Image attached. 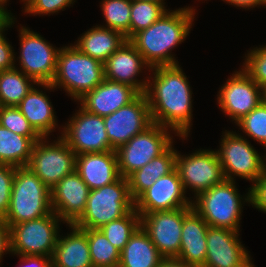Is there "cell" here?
Segmentation results:
<instances>
[{
  "label": "cell",
  "mask_w": 266,
  "mask_h": 267,
  "mask_svg": "<svg viewBox=\"0 0 266 267\" xmlns=\"http://www.w3.org/2000/svg\"><path fill=\"white\" fill-rule=\"evenodd\" d=\"M225 3L227 2L229 5L239 7L240 9H250L255 7L265 6V0H222Z\"/></svg>",
  "instance_id": "ee69618b"
},
{
  "label": "cell",
  "mask_w": 266,
  "mask_h": 267,
  "mask_svg": "<svg viewBox=\"0 0 266 267\" xmlns=\"http://www.w3.org/2000/svg\"><path fill=\"white\" fill-rule=\"evenodd\" d=\"M169 131L172 130L152 123L127 143L118 147L115 152L120 175L127 178L135 170L163 154L174 142L173 135Z\"/></svg>",
  "instance_id": "9c48e42d"
},
{
  "label": "cell",
  "mask_w": 266,
  "mask_h": 267,
  "mask_svg": "<svg viewBox=\"0 0 266 267\" xmlns=\"http://www.w3.org/2000/svg\"><path fill=\"white\" fill-rule=\"evenodd\" d=\"M249 204L266 213V167L262 175L249 187Z\"/></svg>",
  "instance_id": "60d3db41"
},
{
  "label": "cell",
  "mask_w": 266,
  "mask_h": 267,
  "mask_svg": "<svg viewBox=\"0 0 266 267\" xmlns=\"http://www.w3.org/2000/svg\"><path fill=\"white\" fill-rule=\"evenodd\" d=\"M196 15L193 7L185 6L168 10L151 26L135 33L129 41L152 68L177 65L179 62L171 54L190 33Z\"/></svg>",
  "instance_id": "7a4b0ae2"
},
{
  "label": "cell",
  "mask_w": 266,
  "mask_h": 267,
  "mask_svg": "<svg viewBox=\"0 0 266 267\" xmlns=\"http://www.w3.org/2000/svg\"><path fill=\"white\" fill-rule=\"evenodd\" d=\"M11 254L10 251V229L3 218H0V263L4 254Z\"/></svg>",
  "instance_id": "7bdbcfd3"
},
{
  "label": "cell",
  "mask_w": 266,
  "mask_h": 267,
  "mask_svg": "<svg viewBox=\"0 0 266 267\" xmlns=\"http://www.w3.org/2000/svg\"><path fill=\"white\" fill-rule=\"evenodd\" d=\"M48 138H41L35 143L27 166L52 189L75 170L76 154L60 136L50 144Z\"/></svg>",
  "instance_id": "8fae6325"
},
{
  "label": "cell",
  "mask_w": 266,
  "mask_h": 267,
  "mask_svg": "<svg viewBox=\"0 0 266 267\" xmlns=\"http://www.w3.org/2000/svg\"><path fill=\"white\" fill-rule=\"evenodd\" d=\"M88 238L93 267H119L120 251L100 229H83Z\"/></svg>",
  "instance_id": "4dcf8cb0"
},
{
  "label": "cell",
  "mask_w": 266,
  "mask_h": 267,
  "mask_svg": "<svg viewBox=\"0 0 266 267\" xmlns=\"http://www.w3.org/2000/svg\"><path fill=\"white\" fill-rule=\"evenodd\" d=\"M139 226L140 214L134 208L126 216L103 225L100 230L108 241L121 251Z\"/></svg>",
  "instance_id": "d6a6232c"
},
{
  "label": "cell",
  "mask_w": 266,
  "mask_h": 267,
  "mask_svg": "<svg viewBox=\"0 0 266 267\" xmlns=\"http://www.w3.org/2000/svg\"><path fill=\"white\" fill-rule=\"evenodd\" d=\"M193 207L156 211L140 217V225L163 258H177L180 252L184 216Z\"/></svg>",
  "instance_id": "5bb4252c"
},
{
  "label": "cell",
  "mask_w": 266,
  "mask_h": 267,
  "mask_svg": "<svg viewBox=\"0 0 266 267\" xmlns=\"http://www.w3.org/2000/svg\"><path fill=\"white\" fill-rule=\"evenodd\" d=\"M103 118L110 147L113 150L127 143L153 123L148 100L144 93L130 104Z\"/></svg>",
  "instance_id": "2e32d148"
},
{
  "label": "cell",
  "mask_w": 266,
  "mask_h": 267,
  "mask_svg": "<svg viewBox=\"0 0 266 267\" xmlns=\"http://www.w3.org/2000/svg\"><path fill=\"white\" fill-rule=\"evenodd\" d=\"M73 44L82 53L104 63L127 39L110 28L93 26Z\"/></svg>",
  "instance_id": "4316f807"
},
{
  "label": "cell",
  "mask_w": 266,
  "mask_h": 267,
  "mask_svg": "<svg viewBox=\"0 0 266 267\" xmlns=\"http://www.w3.org/2000/svg\"><path fill=\"white\" fill-rule=\"evenodd\" d=\"M176 169L186 193L189 188L194 198L225 180L217 153L211 149L200 148L188 155L176 150Z\"/></svg>",
  "instance_id": "7c38bea8"
},
{
  "label": "cell",
  "mask_w": 266,
  "mask_h": 267,
  "mask_svg": "<svg viewBox=\"0 0 266 267\" xmlns=\"http://www.w3.org/2000/svg\"><path fill=\"white\" fill-rule=\"evenodd\" d=\"M63 220L55 212L39 219L12 225L10 251L12 255L53 256ZM60 222V224H59Z\"/></svg>",
  "instance_id": "ba28073f"
},
{
  "label": "cell",
  "mask_w": 266,
  "mask_h": 267,
  "mask_svg": "<svg viewBox=\"0 0 266 267\" xmlns=\"http://www.w3.org/2000/svg\"><path fill=\"white\" fill-rule=\"evenodd\" d=\"M14 175L15 167L0 164V218H4L9 210Z\"/></svg>",
  "instance_id": "f35d334b"
},
{
  "label": "cell",
  "mask_w": 266,
  "mask_h": 267,
  "mask_svg": "<svg viewBox=\"0 0 266 267\" xmlns=\"http://www.w3.org/2000/svg\"><path fill=\"white\" fill-rule=\"evenodd\" d=\"M168 10L164 2L132 1L130 11V38L148 28Z\"/></svg>",
  "instance_id": "836d02e7"
},
{
  "label": "cell",
  "mask_w": 266,
  "mask_h": 267,
  "mask_svg": "<svg viewBox=\"0 0 266 267\" xmlns=\"http://www.w3.org/2000/svg\"><path fill=\"white\" fill-rule=\"evenodd\" d=\"M175 168L176 150L172 144L163 154L153 158L127 177L133 201L135 202L159 177L168 175Z\"/></svg>",
  "instance_id": "484cf974"
},
{
  "label": "cell",
  "mask_w": 266,
  "mask_h": 267,
  "mask_svg": "<svg viewBox=\"0 0 266 267\" xmlns=\"http://www.w3.org/2000/svg\"><path fill=\"white\" fill-rule=\"evenodd\" d=\"M262 102L266 104V85L262 87Z\"/></svg>",
  "instance_id": "7dc6e473"
},
{
  "label": "cell",
  "mask_w": 266,
  "mask_h": 267,
  "mask_svg": "<svg viewBox=\"0 0 266 267\" xmlns=\"http://www.w3.org/2000/svg\"><path fill=\"white\" fill-rule=\"evenodd\" d=\"M89 191L74 170L50 189L52 211L63 220L62 223L73 224L85 211Z\"/></svg>",
  "instance_id": "ffe728a7"
},
{
  "label": "cell",
  "mask_w": 266,
  "mask_h": 267,
  "mask_svg": "<svg viewBox=\"0 0 266 267\" xmlns=\"http://www.w3.org/2000/svg\"><path fill=\"white\" fill-rule=\"evenodd\" d=\"M134 208L128 179L121 176L111 184L90 190L85 211L73 224L81 229H100Z\"/></svg>",
  "instance_id": "8992f818"
},
{
  "label": "cell",
  "mask_w": 266,
  "mask_h": 267,
  "mask_svg": "<svg viewBox=\"0 0 266 267\" xmlns=\"http://www.w3.org/2000/svg\"><path fill=\"white\" fill-rule=\"evenodd\" d=\"M151 67L144 61L141 54L134 45L126 40L109 58L104 62V78L116 83L127 84L135 88L140 94L146 90L148 77L138 80L144 69Z\"/></svg>",
  "instance_id": "d6986e66"
},
{
  "label": "cell",
  "mask_w": 266,
  "mask_h": 267,
  "mask_svg": "<svg viewBox=\"0 0 266 267\" xmlns=\"http://www.w3.org/2000/svg\"><path fill=\"white\" fill-rule=\"evenodd\" d=\"M209 225L192 208L183 218L178 259L189 265L203 267L206 259V234Z\"/></svg>",
  "instance_id": "603a6c76"
},
{
  "label": "cell",
  "mask_w": 266,
  "mask_h": 267,
  "mask_svg": "<svg viewBox=\"0 0 266 267\" xmlns=\"http://www.w3.org/2000/svg\"><path fill=\"white\" fill-rule=\"evenodd\" d=\"M239 235V231L209 227L203 267H254L252 258L242 245Z\"/></svg>",
  "instance_id": "ac0fdd59"
},
{
  "label": "cell",
  "mask_w": 266,
  "mask_h": 267,
  "mask_svg": "<svg viewBox=\"0 0 266 267\" xmlns=\"http://www.w3.org/2000/svg\"><path fill=\"white\" fill-rule=\"evenodd\" d=\"M177 65L152 67L144 94L151 119L187 140L192 127V89L187 76ZM152 79V81H151Z\"/></svg>",
  "instance_id": "6da1fadb"
},
{
  "label": "cell",
  "mask_w": 266,
  "mask_h": 267,
  "mask_svg": "<svg viewBox=\"0 0 266 267\" xmlns=\"http://www.w3.org/2000/svg\"><path fill=\"white\" fill-rule=\"evenodd\" d=\"M101 2L100 7L106 24L99 26L116 30L129 40L131 0H102Z\"/></svg>",
  "instance_id": "1f68e13d"
},
{
  "label": "cell",
  "mask_w": 266,
  "mask_h": 267,
  "mask_svg": "<svg viewBox=\"0 0 266 267\" xmlns=\"http://www.w3.org/2000/svg\"><path fill=\"white\" fill-rule=\"evenodd\" d=\"M62 128L60 137L76 155L113 150L104 118L84 110L81 106Z\"/></svg>",
  "instance_id": "4fadbf2b"
},
{
  "label": "cell",
  "mask_w": 266,
  "mask_h": 267,
  "mask_svg": "<svg viewBox=\"0 0 266 267\" xmlns=\"http://www.w3.org/2000/svg\"><path fill=\"white\" fill-rule=\"evenodd\" d=\"M159 267H197L189 265L178 258H163Z\"/></svg>",
  "instance_id": "f6af8a7d"
},
{
  "label": "cell",
  "mask_w": 266,
  "mask_h": 267,
  "mask_svg": "<svg viewBox=\"0 0 266 267\" xmlns=\"http://www.w3.org/2000/svg\"><path fill=\"white\" fill-rule=\"evenodd\" d=\"M70 233L58 237L53 256L52 267H93L86 232L67 224Z\"/></svg>",
  "instance_id": "cb8c5ba5"
},
{
  "label": "cell",
  "mask_w": 266,
  "mask_h": 267,
  "mask_svg": "<svg viewBox=\"0 0 266 267\" xmlns=\"http://www.w3.org/2000/svg\"><path fill=\"white\" fill-rule=\"evenodd\" d=\"M163 257L140 225L120 251L119 267H159Z\"/></svg>",
  "instance_id": "83f0119b"
},
{
  "label": "cell",
  "mask_w": 266,
  "mask_h": 267,
  "mask_svg": "<svg viewBox=\"0 0 266 267\" xmlns=\"http://www.w3.org/2000/svg\"><path fill=\"white\" fill-rule=\"evenodd\" d=\"M222 137L221 147L215 151L225 179L233 181L238 176L255 182L265 170L266 155L260 156L249 140L236 131L225 130Z\"/></svg>",
  "instance_id": "52a82bcc"
},
{
  "label": "cell",
  "mask_w": 266,
  "mask_h": 267,
  "mask_svg": "<svg viewBox=\"0 0 266 267\" xmlns=\"http://www.w3.org/2000/svg\"><path fill=\"white\" fill-rule=\"evenodd\" d=\"M19 256L20 267H52L51 257L37 255H16Z\"/></svg>",
  "instance_id": "b9f144b4"
},
{
  "label": "cell",
  "mask_w": 266,
  "mask_h": 267,
  "mask_svg": "<svg viewBox=\"0 0 266 267\" xmlns=\"http://www.w3.org/2000/svg\"><path fill=\"white\" fill-rule=\"evenodd\" d=\"M37 83L15 66L0 72V106H17Z\"/></svg>",
  "instance_id": "f546056e"
},
{
  "label": "cell",
  "mask_w": 266,
  "mask_h": 267,
  "mask_svg": "<svg viewBox=\"0 0 266 267\" xmlns=\"http://www.w3.org/2000/svg\"><path fill=\"white\" fill-rule=\"evenodd\" d=\"M139 95L140 93L135 88L127 84L104 79L77 102L84 110L104 117L130 104Z\"/></svg>",
  "instance_id": "44dd1931"
},
{
  "label": "cell",
  "mask_w": 266,
  "mask_h": 267,
  "mask_svg": "<svg viewBox=\"0 0 266 267\" xmlns=\"http://www.w3.org/2000/svg\"><path fill=\"white\" fill-rule=\"evenodd\" d=\"M16 107L42 138L48 137L59 127L52 102L46 91L37 89L35 85Z\"/></svg>",
  "instance_id": "d4e9b609"
},
{
  "label": "cell",
  "mask_w": 266,
  "mask_h": 267,
  "mask_svg": "<svg viewBox=\"0 0 266 267\" xmlns=\"http://www.w3.org/2000/svg\"><path fill=\"white\" fill-rule=\"evenodd\" d=\"M75 170L90 190L111 184L121 177L115 150L76 155Z\"/></svg>",
  "instance_id": "7402d4cb"
},
{
  "label": "cell",
  "mask_w": 266,
  "mask_h": 267,
  "mask_svg": "<svg viewBox=\"0 0 266 267\" xmlns=\"http://www.w3.org/2000/svg\"><path fill=\"white\" fill-rule=\"evenodd\" d=\"M218 108L236 124L262 103V88L242 68L229 77L219 89Z\"/></svg>",
  "instance_id": "9a60e30c"
},
{
  "label": "cell",
  "mask_w": 266,
  "mask_h": 267,
  "mask_svg": "<svg viewBox=\"0 0 266 267\" xmlns=\"http://www.w3.org/2000/svg\"><path fill=\"white\" fill-rule=\"evenodd\" d=\"M104 79V63L70 44L59 50L54 81L51 84L37 83L36 86L43 87L46 91L62 87L72 100L77 101Z\"/></svg>",
  "instance_id": "3957f363"
},
{
  "label": "cell",
  "mask_w": 266,
  "mask_h": 267,
  "mask_svg": "<svg viewBox=\"0 0 266 267\" xmlns=\"http://www.w3.org/2000/svg\"><path fill=\"white\" fill-rule=\"evenodd\" d=\"M15 16H11L1 27H0V72L4 70H9L14 68L16 63V57L14 54L12 45L6 39L4 35L7 28H12L11 26L15 24Z\"/></svg>",
  "instance_id": "ab89813d"
},
{
  "label": "cell",
  "mask_w": 266,
  "mask_h": 267,
  "mask_svg": "<svg viewBox=\"0 0 266 267\" xmlns=\"http://www.w3.org/2000/svg\"><path fill=\"white\" fill-rule=\"evenodd\" d=\"M242 70L261 88L266 85V45L255 47L245 54Z\"/></svg>",
  "instance_id": "8d00e7d4"
},
{
  "label": "cell",
  "mask_w": 266,
  "mask_h": 267,
  "mask_svg": "<svg viewBox=\"0 0 266 267\" xmlns=\"http://www.w3.org/2000/svg\"><path fill=\"white\" fill-rule=\"evenodd\" d=\"M24 2V8L22 11L29 15H49L58 14L59 11L65 10L70 7L71 4L76 2L75 0H21Z\"/></svg>",
  "instance_id": "74e56055"
},
{
  "label": "cell",
  "mask_w": 266,
  "mask_h": 267,
  "mask_svg": "<svg viewBox=\"0 0 266 267\" xmlns=\"http://www.w3.org/2000/svg\"><path fill=\"white\" fill-rule=\"evenodd\" d=\"M41 138L18 135L0 125V164L13 167L27 166L33 146Z\"/></svg>",
  "instance_id": "f1b7e54d"
},
{
  "label": "cell",
  "mask_w": 266,
  "mask_h": 267,
  "mask_svg": "<svg viewBox=\"0 0 266 267\" xmlns=\"http://www.w3.org/2000/svg\"><path fill=\"white\" fill-rule=\"evenodd\" d=\"M249 138L266 149V104L263 102L236 123Z\"/></svg>",
  "instance_id": "e575fe53"
},
{
  "label": "cell",
  "mask_w": 266,
  "mask_h": 267,
  "mask_svg": "<svg viewBox=\"0 0 266 267\" xmlns=\"http://www.w3.org/2000/svg\"><path fill=\"white\" fill-rule=\"evenodd\" d=\"M5 5L7 6V4H0V27L12 16Z\"/></svg>",
  "instance_id": "bcb514c9"
},
{
  "label": "cell",
  "mask_w": 266,
  "mask_h": 267,
  "mask_svg": "<svg viewBox=\"0 0 266 267\" xmlns=\"http://www.w3.org/2000/svg\"><path fill=\"white\" fill-rule=\"evenodd\" d=\"M0 4H6L4 0H0Z\"/></svg>",
  "instance_id": "681fc988"
},
{
  "label": "cell",
  "mask_w": 266,
  "mask_h": 267,
  "mask_svg": "<svg viewBox=\"0 0 266 267\" xmlns=\"http://www.w3.org/2000/svg\"><path fill=\"white\" fill-rule=\"evenodd\" d=\"M178 170L175 168L166 176L159 177L136 201L135 210L140 214L170 211L192 207V199L186 197Z\"/></svg>",
  "instance_id": "e0dca14e"
},
{
  "label": "cell",
  "mask_w": 266,
  "mask_h": 267,
  "mask_svg": "<svg viewBox=\"0 0 266 267\" xmlns=\"http://www.w3.org/2000/svg\"><path fill=\"white\" fill-rule=\"evenodd\" d=\"M0 125L26 137H41L15 106H0Z\"/></svg>",
  "instance_id": "d590c367"
},
{
  "label": "cell",
  "mask_w": 266,
  "mask_h": 267,
  "mask_svg": "<svg viewBox=\"0 0 266 267\" xmlns=\"http://www.w3.org/2000/svg\"><path fill=\"white\" fill-rule=\"evenodd\" d=\"M20 56L17 69L36 83H52L55 79L60 48L50 44L40 34L22 26L19 28Z\"/></svg>",
  "instance_id": "30bf717a"
},
{
  "label": "cell",
  "mask_w": 266,
  "mask_h": 267,
  "mask_svg": "<svg viewBox=\"0 0 266 267\" xmlns=\"http://www.w3.org/2000/svg\"><path fill=\"white\" fill-rule=\"evenodd\" d=\"M132 1L164 2L165 0H132Z\"/></svg>",
  "instance_id": "c3c4849f"
},
{
  "label": "cell",
  "mask_w": 266,
  "mask_h": 267,
  "mask_svg": "<svg viewBox=\"0 0 266 267\" xmlns=\"http://www.w3.org/2000/svg\"><path fill=\"white\" fill-rule=\"evenodd\" d=\"M235 184V180L225 179L222 183L214 185L193 198V209L205 220L209 227L227 228L233 231L240 230L242 205L245 203L250 205L249 188L248 192L242 197Z\"/></svg>",
  "instance_id": "5b68a950"
},
{
  "label": "cell",
  "mask_w": 266,
  "mask_h": 267,
  "mask_svg": "<svg viewBox=\"0 0 266 267\" xmlns=\"http://www.w3.org/2000/svg\"><path fill=\"white\" fill-rule=\"evenodd\" d=\"M52 212L50 189L28 166L15 167L10 206L3 218L9 228Z\"/></svg>",
  "instance_id": "277c9868"
}]
</instances>
